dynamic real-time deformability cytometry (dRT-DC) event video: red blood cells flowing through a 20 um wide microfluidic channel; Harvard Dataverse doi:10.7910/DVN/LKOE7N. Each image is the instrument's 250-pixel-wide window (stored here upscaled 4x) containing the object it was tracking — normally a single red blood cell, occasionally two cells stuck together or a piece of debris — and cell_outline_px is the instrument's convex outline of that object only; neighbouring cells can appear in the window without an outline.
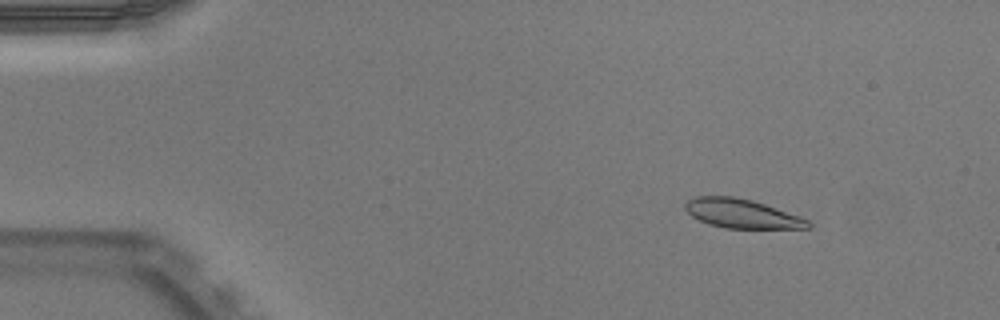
{"species": "Egyptian fruit bat (a non-hibernating species)", "species_latin": "Rousettus aegyptiacus", "temperature_condition": "warm", "stored_images_in_passage": 51, "camera_frame_rate_fps": 3000, "um_per_image_px": 0.085, "animal": {"sex": "male"}, "frame": {"image": 1, "passage_image": 6, "time_ms": 1.667, "image_size_px": [1000, 320], "cell_outline_px": [[812, 228], [724, 228], [708, 224], [692, 216], [684, 208], [684, 204], [688, 200], [696, 196], [732, 196], [752, 200], [800, 216], [808, 220], [812, 224]], "centroid_in_image_um": [63.05, 18.16], "position_along_channel_um": 21.9, "area_um2": 20.75}}
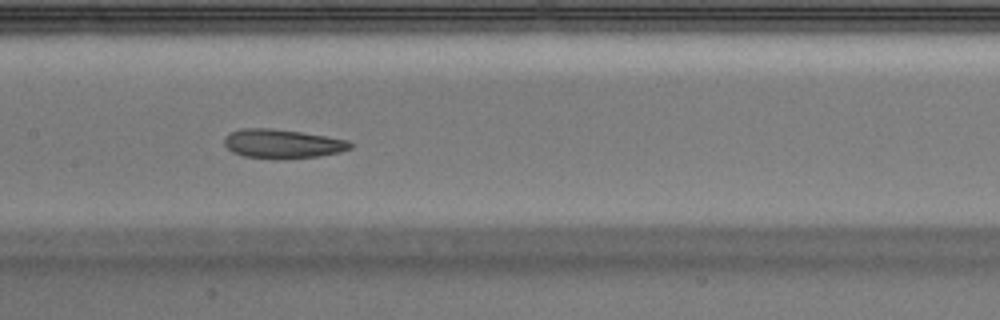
{"frame": {"image": 2, "passage_image": 25, "time_ms": 8.0, "image_size_px": [1000, 320], "cell_outline_px": [[352, 148], [340, 152], [320, 156], [284, 160], [244, 156], [232, 152], [224, 144], [224, 136], [240, 128], [272, 128], [328, 136], [348, 140], [352, 144]], "centroid_in_image_um": [24.02, 12.23], "position_along_channel_um": 183.4, "area_um2": 21.62}}
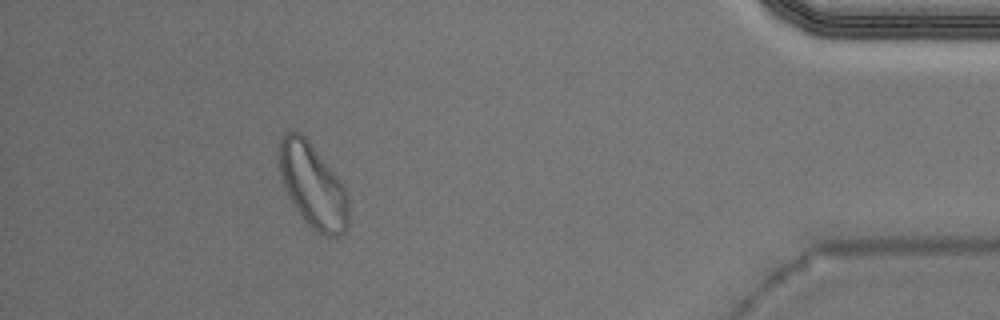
{"frame": {"image": 3, "passage_image": 46, "time_ms": 15.0, "image_size_px": [1000, 320], "cell_outline_px": [[348, 224], [344, 232], [336, 236], [324, 236], [312, 228], [304, 220], [288, 196], [280, 172], [276, 156], [280, 140], [284, 132], [300, 132], [308, 140], [336, 176], [344, 188], [348, 200]], "centroid_in_image_um": [26.55, 15.77], "position_along_channel_um": 408.7, "area_um2": 33.64}, "authors_computed_cell_mechanics": {"area_um2": 21.8484, "velocity_mm_per_s": 3.9307, "shape_relaxation_time_tau1_ms": 5.6451, "shape_relaxation_time_tau2_ms": 2.2492, "deformation_change_tau1": 0.1916, "deformation_change_tau2": 0.0948}}